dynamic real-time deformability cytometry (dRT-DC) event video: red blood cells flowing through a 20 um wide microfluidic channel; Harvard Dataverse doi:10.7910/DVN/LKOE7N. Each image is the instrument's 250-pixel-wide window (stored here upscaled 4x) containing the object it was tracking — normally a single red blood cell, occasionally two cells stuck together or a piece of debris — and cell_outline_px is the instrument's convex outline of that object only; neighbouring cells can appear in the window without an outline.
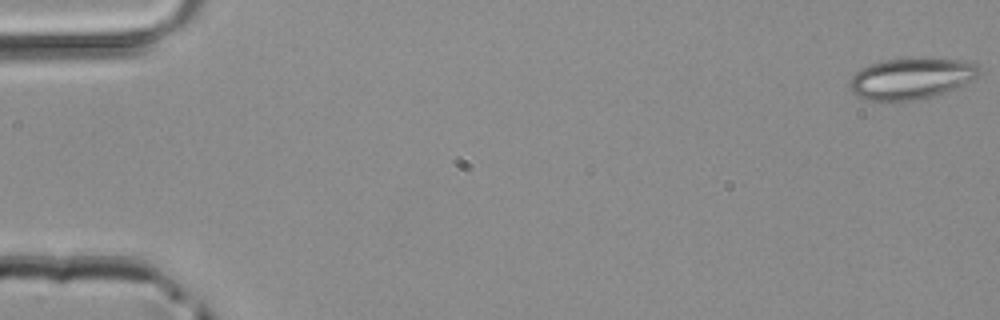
{"species": "common noctule bat (a hibernating species)", "species_latin": "Nyctalus noctula", "temperature_condition": "room temperature", "stored_images_in_passage": 48, "camera_frame_rate_fps": 3000, "um_per_image_px": 0.085, "animal": {"sex": "male", "body_mass_g": 20.4}, "frame": {"image": 1, "passage_image": 1, "time_ms": 0.0, "image_size_px": [1000, 320], "cell_outline_px": [[980, 72], [976, 76], [956, 88], [948, 92], [916, 100], [864, 100], [856, 96], [848, 88], [848, 84], [852, 76], [860, 68], [884, 60], [920, 56], [924, 56], [972, 60], [980, 64]], "centroid_in_image_um": [77.49, 6.62], "position_along_channel_um": 7.5, "area_um2": 31.96}}
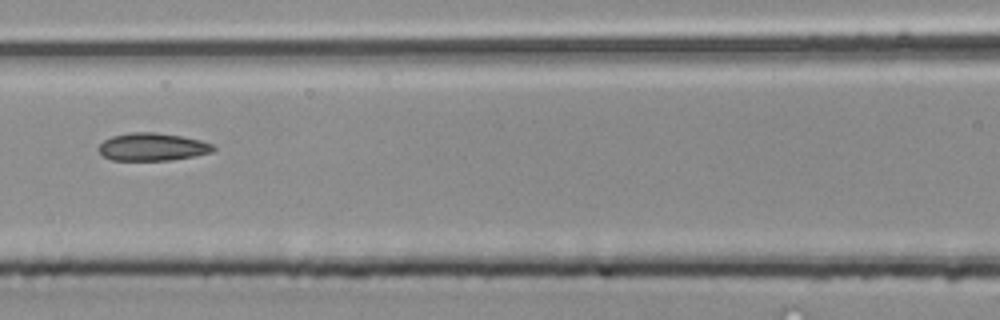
{"frame": {"image": 2, "passage_image": 22, "time_ms": 7.0, "image_size_px": [1000, 320], "cell_outline_px": [[216, 148], [212, 152], [192, 156], [168, 160], [112, 160], [104, 156], [96, 148], [104, 140], [112, 136], [128, 132], [152, 132], [180, 136], [200, 140], [212, 144]], "centroid_in_image_um": [12.92, 12.48], "position_along_channel_um": 153.7, "area_um2": 18.38}}
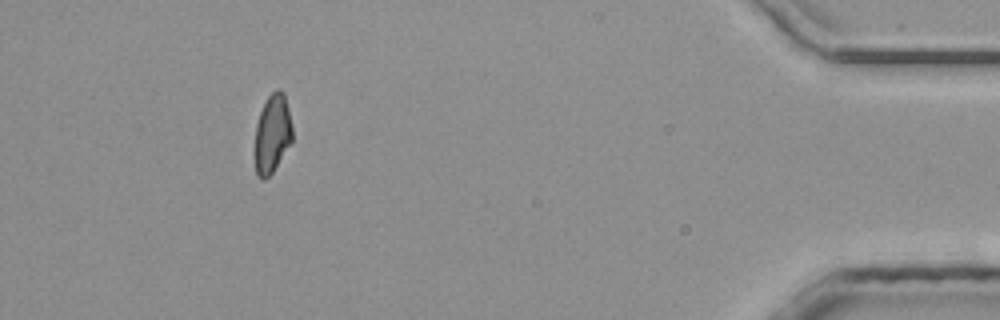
{"frame": {"image": 3, "passage_image": 44, "time_ms": 14.333, "image_size_px": [1000, 320], "cell_outline_px": [[292, 144], [272, 172], [264, 180], [260, 180], [256, 172], [256, 124], [260, 112], [268, 96], [276, 88], [280, 88], [284, 92], [292, 124]], "centroid_in_image_um": [23.18, 11.35], "position_along_channel_um": 412.0, "area_um2": 17.17}}